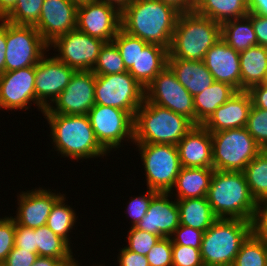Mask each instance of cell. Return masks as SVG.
<instances>
[{
	"label": "cell",
	"instance_id": "obj_1",
	"mask_svg": "<svg viewBox=\"0 0 267 266\" xmlns=\"http://www.w3.org/2000/svg\"><path fill=\"white\" fill-rule=\"evenodd\" d=\"M181 11L160 0H132L121 11V29L169 50Z\"/></svg>",
	"mask_w": 267,
	"mask_h": 266
},
{
	"label": "cell",
	"instance_id": "obj_2",
	"mask_svg": "<svg viewBox=\"0 0 267 266\" xmlns=\"http://www.w3.org/2000/svg\"><path fill=\"white\" fill-rule=\"evenodd\" d=\"M42 114L50 128L51 151L58 157L78 162L110 155L98 142L88 115Z\"/></svg>",
	"mask_w": 267,
	"mask_h": 266
},
{
	"label": "cell",
	"instance_id": "obj_3",
	"mask_svg": "<svg viewBox=\"0 0 267 266\" xmlns=\"http://www.w3.org/2000/svg\"><path fill=\"white\" fill-rule=\"evenodd\" d=\"M207 200L217 218L253 221L257 201L243 172L214 170Z\"/></svg>",
	"mask_w": 267,
	"mask_h": 266
},
{
	"label": "cell",
	"instance_id": "obj_4",
	"mask_svg": "<svg viewBox=\"0 0 267 266\" xmlns=\"http://www.w3.org/2000/svg\"><path fill=\"white\" fill-rule=\"evenodd\" d=\"M194 126L185 116L144 99L134 116L133 144L177 145Z\"/></svg>",
	"mask_w": 267,
	"mask_h": 266
},
{
	"label": "cell",
	"instance_id": "obj_5",
	"mask_svg": "<svg viewBox=\"0 0 267 266\" xmlns=\"http://www.w3.org/2000/svg\"><path fill=\"white\" fill-rule=\"evenodd\" d=\"M221 39V24L197 14L181 12L172 36L168 58L203 61L206 52Z\"/></svg>",
	"mask_w": 267,
	"mask_h": 266
},
{
	"label": "cell",
	"instance_id": "obj_6",
	"mask_svg": "<svg viewBox=\"0 0 267 266\" xmlns=\"http://www.w3.org/2000/svg\"><path fill=\"white\" fill-rule=\"evenodd\" d=\"M252 233L251 221L218 218L202 238L204 266H232L241 245Z\"/></svg>",
	"mask_w": 267,
	"mask_h": 266
},
{
	"label": "cell",
	"instance_id": "obj_7",
	"mask_svg": "<svg viewBox=\"0 0 267 266\" xmlns=\"http://www.w3.org/2000/svg\"><path fill=\"white\" fill-rule=\"evenodd\" d=\"M213 169L243 172L262 148L246 128H233L211 133Z\"/></svg>",
	"mask_w": 267,
	"mask_h": 266
},
{
	"label": "cell",
	"instance_id": "obj_8",
	"mask_svg": "<svg viewBox=\"0 0 267 266\" xmlns=\"http://www.w3.org/2000/svg\"><path fill=\"white\" fill-rule=\"evenodd\" d=\"M143 165L146 186L157 192H170L182 168L177 145L135 144Z\"/></svg>",
	"mask_w": 267,
	"mask_h": 266
},
{
	"label": "cell",
	"instance_id": "obj_9",
	"mask_svg": "<svg viewBox=\"0 0 267 266\" xmlns=\"http://www.w3.org/2000/svg\"><path fill=\"white\" fill-rule=\"evenodd\" d=\"M88 117L100 145L109 153L134 139V117L127 111L95 104ZM122 143V144H121Z\"/></svg>",
	"mask_w": 267,
	"mask_h": 266
},
{
	"label": "cell",
	"instance_id": "obj_10",
	"mask_svg": "<svg viewBox=\"0 0 267 266\" xmlns=\"http://www.w3.org/2000/svg\"><path fill=\"white\" fill-rule=\"evenodd\" d=\"M5 72L36 66L49 51L33 25H16L6 21Z\"/></svg>",
	"mask_w": 267,
	"mask_h": 266
},
{
	"label": "cell",
	"instance_id": "obj_11",
	"mask_svg": "<svg viewBox=\"0 0 267 266\" xmlns=\"http://www.w3.org/2000/svg\"><path fill=\"white\" fill-rule=\"evenodd\" d=\"M144 99L145 89L128 71L96 75L95 104L115 107L134 117Z\"/></svg>",
	"mask_w": 267,
	"mask_h": 266
},
{
	"label": "cell",
	"instance_id": "obj_12",
	"mask_svg": "<svg viewBox=\"0 0 267 266\" xmlns=\"http://www.w3.org/2000/svg\"><path fill=\"white\" fill-rule=\"evenodd\" d=\"M145 100L185 116L195 125L194 98L168 65L145 88Z\"/></svg>",
	"mask_w": 267,
	"mask_h": 266
},
{
	"label": "cell",
	"instance_id": "obj_13",
	"mask_svg": "<svg viewBox=\"0 0 267 266\" xmlns=\"http://www.w3.org/2000/svg\"><path fill=\"white\" fill-rule=\"evenodd\" d=\"M104 43L74 29L57 37L49 44V50L53 48V55L75 71H90L95 66Z\"/></svg>",
	"mask_w": 267,
	"mask_h": 266
},
{
	"label": "cell",
	"instance_id": "obj_14",
	"mask_svg": "<svg viewBox=\"0 0 267 266\" xmlns=\"http://www.w3.org/2000/svg\"><path fill=\"white\" fill-rule=\"evenodd\" d=\"M50 53L35 66V106L41 113L64 91L75 72Z\"/></svg>",
	"mask_w": 267,
	"mask_h": 266
},
{
	"label": "cell",
	"instance_id": "obj_15",
	"mask_svg": "<svg viewBox=\"0 0 267 266\" xmlns=\"http://www.w3.org/2000/svg\"><path fill=\"white\" fill-rule=\"evenodd\" d=\"M76 29L105 43L112 42L121 29V11L95 0L79 2Z\"/></svg>",
	"mask_w": 267,
	"mask_h": 266
},
{
	"label": "cell",
	"instance_id": "obj_16",
	"mask_svg": "<svg viewBox=\"0 0 267 266\" xmlns=\"http://www.w3.org/2000/svg\"><path fill=\"white\" fill-rule=\"evenodd\" d=\"M96 75L90 71H75L69 84L42 113L87 115L95 105Z\"/></svg>",
	"mask_w": 267,
	"mask_h": 266
},
{
	"label": "cell",
	"instance_id": "obj_17",
	"mask_svg": "<svg viewBox=\"0 0 267 266\" xmlns=\"http://www.w3.org/2000/svg\"><path fill=\"white\" fill-rule=\"evenodd\" d=\"M33 104L35 105V66L0 75V110L28 111Z\"/></svg>",
	"mask_w": 267,
	"mask_h": 266
},
{
	"label": "cell",
	"instance_id": "obj_18",
	"mask_svg": "<svg viewBox=\"0 0 267 266\" xmlns=\"http://www.w3.org/2000/svg\"><path fill=\"white\" fill-rule=\"evenodd\" d=\"M53 190L36 187L31 190L19 191L17 194L16 215L11 216L14 221L26 228H38L46 225L51 209L55 202L63 195Z\"/></svg>",
	"mask_w": 267,
	"mask_h": 266
},
{
	"label": "cell",
	"instance_id": "obj_19",
	"mask_svg": "<svg viewBox=\"0 0 267 266\" xmlns=\"http://www.w3.org/2000/svg\"><path fill=\"white\" fill-rule=\"evenodd\" d=\"M78 4L76 0H44L40 19L34 27L48 45L76 29Z\"/></svg>",
	"mask_w": 267,
	"mask_h": 266
},
{
	"label": "cell",
	"instance_id": "obj_20",
	"mask_svg": "<svg viewBox=\"0 0 267 266\" xmlns=\"http://www.w3.org/2000/svg\"><path fill=\"white\" fill-rule=\"evenodd\" d=\"M179 225L180 216L176 199L169 192H157L152 197L146 215L135 227L161 238H170Z\"/></svg>",
	"mask_w": 267,
	"mask_h": 266
},
{
	"label": "cell",
	"instance_id": "obj_21",
	"mask_svg": "<svg viewBox=\"0 0 267 266\" xmlns=\"http://www.w3.org/2000/svg\"><path fill=\"white\" fill-rule=\"evenodd\" d=\"M203 61L215 81L229 84L236 91H241L239 52L235 51L223 39L216 42L206 52Z\"/></svg>",
	"mask_w": 267,
	"mask_h": 266
},
{
	"label": "cell",
	"instance_id": "obj_22",
	"mask_svg": "<svg viewBox=\"0 0 267 266\" xmlns=\"http://www.w3.org/2000/svg\"><path fill=\"white\" fill-rule=\"evenodd\" d=\"M177 148L182 167L213 168L212 136L203 125H195Z\"/></svg>",
	"mask_w": 267,
	"mask_h": 266
},
{
	"label": "cell",
	"instance_id": "obj_23",
	"mask_svg": "<svg viewBox=\"0 0 267 266\" xmlns=\"http://www.w3.org/2000/svg\"><path fill=\"white\" fill-rule=\"evenodd\" d=\"M252 107V99L248 91H236L225 103L219 106L211 117L203 124L210 132L226 129L244 128Z\"/></svg>",
	"mask_w": 267,
	"mask_h": 266
},
{
	"label": "cell",
	"instance_id": "obj_24",
	"mask_svg": "<svg viewBox=\"0 0 267 266\" xmlns=\"http://www.w3.org/2000/svg\"><path fill=\"white\" fill-rule=\"evenodd\" d=\"M168 66L175 73L178 81L193 97L215 82L204 61L168 58Z\"/></svg>",
	"mask_w": 267,
	"mask_h": 266
},
{
	"label": "cell",
	"instance_id": "obj_25",
	"mask_svg": "<svg viewBox=\"0 0 267 266\" xmlns=\"http://www.w3.org/2000/svg\"><path fill=\"white\" fill-rule=\"evenodd\" d=\"M168 49L157 44H147L139 50L135 64L128 72L145 89L168 65Z\"/></svg>",
	"mask_w": 267,
	"mask_h": 266
},
{
	"label": "cell",
	"instance_id": "obj_26",
	"mask_svg": "<svg viewBox=\"0 0 267 266\" xmlns=\"http://www.w3.org/2000/svg\"><path fill=\"white\" fill-rule=\"evenodd\" d=\"M213 173V168L182 167L169 193L176 200L207 197Z\"/></svg>",
	"mask_w": 267,
	"mask_h": 266
},
{
	"label": "cell",
	"instance_id": "obj_27",
	"mask_svg": "<svg viewBox=\"0 0 267 266\" xmlns=\"http://www.w3.org/2000/svg\"><path fill=\"white\" fill-rule=\"evenodd\" d=\"M241 91L262 84L267 77V47L255 45L239 53Z\"/></svg>",
	"mask_w": 267,
	"mask_h": 266
},
{
	"label": "cell",
	"instance_id": "obj_28",
	"mask_svg": "<svg viewBox=\"0 0 267 266\" xmlns=\"http://www.w3.org/2000/svg\"><path fill=\"white\" fill-rule=\"evenodd\" d=\"M236 90L229 84L215 81L203 92L195 95V125H203L214 111L225 103Z\"/></svg>",
	"mask_w": 267,
	"mask_h": 266
},
{
	"label": "cell",
	"instance_id": "obj_29",
	"mask_svg": "<svg viewBox=\"0 0 267 266\" xmlns=\"http://www.w3.org/2000/svg\"><path fill=\"white\" fill-rule=\"evenodd\" d=\"M194 11L223 24L248 15V0H194Z\"/></svg>",
	"mask_w": 267,
	"mask_h": 266
},
{
	"label": "cell",
	"instance_id": "obj_30",
	"mask_svg": "<svg viewBox=\"0 0 267 266\" xmlns=\"http://www.w3.org/2000/svg\"><path fill=\"white\" fill-rule=\"evenodd\" d=\"M180 225L206 231L218 218L214 215L207 197L176 200Z\"/></svg>",
	"mask_w": 267,
	"mask_h": 266
},
{
	"label": "cell",
	"instance_id": "obj_31",
	"mask_svg": "<svg viewBox=\"0 0 267 266\" xmlns=\"http://www.w3.org/2000/svg\"><path fill=\"white\" fill-rule=\"evenodd\" d=\"M221 39L239 53L257 45L255 31L247 15L221 24Z\"/></svg>",
	"mask_w": 267,
	"mask_h": 266
},
{
	"label": "cell",
	"instance_id": "obj_32",
	"mask_svg": "<svg viewBox=\"0 0 267 266\" xmlns=\"http://www.w3.org/2000/svg\"><path fill=\"white\" fill-rule=\"evenodd\" d=\"M66 201H68L66 194H63L55 202L47 219L46 226L72 247L73 245L71 244L74 243L70 240L72 238L70 234L73 232V229H77L75 225L78 223L79 217L76 214V209H74L72 205L66 204L68 203Z\"/></svg>",
	"mask_w": 267,
	"mask_h": 266
},
{
	"label": "cell",
	"instance_id": "obj_33",
	"mask_svg": "<svg viewBox=\"0 0 267 266\" xmlns=\"http://www.w3.org/2000/svg\"><path fill=\"white\" fill-rule=\"evenodd\" d=\"M35 245L41 257L61 260L73 253L72 247L46 225L35 228Z\"/></svg>",
	"mask_w": 267,
	"mask_h": 266
},
{
	"label": "cell",
	"instance_id": "obj_34",
	"mask_svg": "<svg viewBox=\"0 0 267 266\" xmlns=\"http://www.w3.org/2000/svg\"><path fill=\"white\" fill-rule=\"evenodd\" d=\"M254 199H267V150H262L243 171Z\"/></svg>",
	"mask_w": 267,
	"mask_h": 266
},
{
	"label": "cell",
	"instance_id": "obj_35",
	"mask_svg": "<svg viewBox=\"0 0 267 266\" xmlns=\"http://www.w3.org/2000/svg\"><path fill=\"white\" fill-rule=\"evenodd\" d=\"M232 266H267V241L252 233L241 245Z\"/></svg>",
	"mask_w": 267,
	"mask_h": 266
},
{
	"label": "cell",
	"instance_id": "obj_36",
	"mask_svg": "<svg viewBox=\"0 0 267 266\" xmlns=\"http://www.w3.org/2000/svg\"><path fill=\"white\" fill-rule=\"evenodd\" d=\"M95 75H110L127 72L117 46L113 42L104 43L97 62L91 70Z\"/></svg>",
	"mask_w": 267,
	"mask_h": 266
},
{
	"label": "cell",
	"instance_id": "obj_37",
	"mask_svg": "<svg viewBox=\"0 0 267 266\" xmlns=\"http://www.w3.org/2000/svg\"><path fill=\"white\" fill-rule=\"evenodd\" d=\"M44 0H17L12 12L5 18L16 25H35L40 19Z\"/></svg>",
	"mask_w": 267,
	"mask_h": 266
},
{
	"label": "cell",
	"instance_id": "obj_38",
	"mask_svg": "<svg viewBox=\"0 0 267 266\" xmlns=\"http://www.w3.org/2000/svg\"><path fill=\"white\" fill-rule=\"evenodd\" d=\"M112 42L117 46L127 71L135 64L139 50H143L148 44L144 40L126 33L122 29L118 31Z\"/></svg>",
	"mask_w": 267,
	"mask_h": 266
},
{
	"label": "cell",
	"instance_id": "obj_39",
	"mask_svg": "<svg viewBox=\"0 0 267 266\" xmlns=\"http://www.w3.org/2000/svg\"><path fill=\"white\" fill-rule=\"evenodd\" d=\"M245 128L262 150H267V110L252 105Z\"/></svg>",
	"mask_w": 267,
	"mask_h": 266
},
{
	"label": "cell",
	"instance_id": "obj_40",
	"mask_svg": "<svg viewBox=\"0 0 267 266\" xmlns=\"http://www.w3.org/2000/svg\"><path fill=\"white\" fill-rule=\"evenodd\" d=\"M127 232V238L125 237L124 241L128 244L124 247L144 256H146L151 248L161 239L160 236L140 230L135 226L130 227Z\"/></svg>",
	"mask_w": 267,
	"mask_h": 266
},
{
	"label": "cell",
	"instance_id": "obj_41",
	"mask_svg": "<svg viewBox=\"0 0 267 266\" xmlns=\"http://www.w3.org/2000/svg\"><path fill=\"white\" fill-rule=\"evenodd\" d=\"M145 192L139 196H133L129 202H126L128 205L125 207L126 211L124 214H126L127 218L130 217L131 219L130 227L136 226L141 221V218L146 215L152 197L157 193V191L148 188Z\"/></svg>",
	"mask_w": 267,
	"mask_h": 266
},
{
	"label": "cell",
	"instance_id": "obj_42",
	"mask_svg": "<svg viewBox=\"0 0 267 266\" xmlns=\"http://www.w3.org/2000/svg\"><path fill=\"white\" fill-rule=\"evenodd\" d=\"M10 215L0 217V265L15 246V221Z\"/></svg>",
	"mask_w": 267,
	"mask_h": 266
},
{
	"label": "cell",
	"instance_id": "obj_43",
	"mask_svg": "<svg viewBox=\"0 0 267 266\" xmlns=\"http://www.w3.org/2000/svg\"><path fill=\"white\" fill-rule=\"evenodd\" d=\"M172 266H204L200 249L192 246L172 245Z\"/></svg>",
	"mask_w": 267,
	"mask_h": 266
},
{
	"label": "cell",
	"instance_id": "obj_44",
	"mask_svg": "<svg viewBox=\"0 0 267 266\" xmlns=\"http://www.w3.org/2000/svg\"><path fill=\"white\" fill-rule=\"evenodd\" d=\"M149 266H172V240L161 238L146 255Z\"/></svg>",
	"mask_w": 267,
	"mask_h": 266
},
{
	"label": "cell",
	"instance_id": "obj_45",
	"mask_svg": "<svg viewBox=\"0 0 267 266\" xmlns=\"http://www.w3.org/2000/svg\"><path fill=\"white\" fill-rule=\"evenodd\" d=\"M204 231L194 229L189 226L179 225L172 236V245L192 246L200 249Z\"/></svg>",
	"mask_w": 267,
	"mask_h": 266
},
{
	"label": "cell",
	"instance_id": "obj_46",
	"mask_svg": "<svg viewBox=\"0 0 267 266\" xmlns=\"http://www.w3.org/2000/svg\"><path fill=\"white\" fill-rule=\"evenodd\" d=\"M38 256L37 252L14 246L0 266H31Z\"/></svg>",
	"mask_w": 267,
	"mask_h": 266
},
{
	"label": "cell",
	"instance_id": "obj_47",
	"mask_svg": "<svg viewBox=\"0 0 267 266\" xmlns=\"http://www.w3.org/2000/svg\"><path fill=\"white\" fill-rule=\"evenodd\" d=\"M252 232L256 237L267 241V199L257 202Z\"/></svg>",
	"mask_w": 267,
	"mask_h": 266
},
{
	"label": "cell",
	"instance_id": "obj_48",
	"mask_svg": "<svg viewBox=\"0 0 267 266\" xmlns=\"http://www.w3.org/2000/svg\"><path fill=\"white\" fill-rule=\"evenodd\" d=\"M15 246L36 252L35 229L26 228L15 222Z\"/></svg>",
	"mask_w": 267,
	"mask_h": 266
},
{
	"label": "cell",
	"instance_id": "obj_49",
	"mask_svg": "<svg viewBox=\"0 0 267 266\" xmlns=\"http://www.w3.org/2000/svg\"><path fill=\"white\" fill-rule=\"evenodd\" d=\"M116 262L119 266H149L146 256L130 251L125 247L119 249Z\"/></svg>",
	"mask_w": 267,
	"mask_h": 266
},
{
	"label": "cell",
	"instance_id": "obj_50",
	"mask_svg": "<svg viewBox=\"0 0 267 266\" xmlns=\"http://www.w3.org/2000/svg\"><path fill=\"white\" fill-rule=\"evenodd\" d=\"M247 16L251 19L257 39V45L267 47V17L254 13H248Z\"/></svg>",
	"mask_w": 267,
	"mask_h": 266
},
{
	"label": "cell",
	"instance_id": "obj_51",
	"mask_svg": "<svg viewBox=\"0 0 267 266\" xmlns=\"http://www.w3.org/2000/svg\"><path fill=\"white\" fill-rule=\"evenodd\" d=\"M248 92L254 107L267 110V86L264 83L252 86Z\"/></svg>",
	"mask_w": 267,
	"mask_h": 266
},
{
	"label": "cell",
	"instance_id": "obj_52",
	"mask_svg": "<svg viewBox=\"0 0 267 266\" xmlns=\"http://www.w3.org/2000/svg\"><path fill=\"white\" fill-rule=\"evenodd\" d=\"M6 20L0 19V75L5 72Z\"/></svg>",
	"mask_w": 267,
	"mask_h": 266
},
{
	"label": "cell",
	"instance_id": "obj_53",
	"mask_svg": "<svg viewBox=\"0 0 267 266\" xmlns=\"http://www.w3.org/2000/svg\"><path fill=\"white\" fill-rule=\"evenodd\" d=\"M248 11L267 17V0H248Z\"/></svg>",
	"mask_w": 267,
	"mask_h": 266
},
{
	"label": "cell",
	"instance_id": "obj_54",
	"mask_svg": "<svg viewBox=\"0 0 267 266\" xmlns=\"http://www.w3.org/2000/svg\"><path fill=\"white\" fill-rule=\"evenodd\" d=\"M176 7L181 12H190L194 10V0H160Z\"/></svg>",
	"mask_w": 267,
	"mask_h": 266
},
{
	"label": "cell",
	"instance_id": "obj_55",
	"mask_svg": "<svg viewBox=\"0 0 267 266\" xmlns=\"http://www.w3.org/2000/svg\"><path fill=\"white\" fill-rule=\"evenodd\" d=\"M17 0H0V19H5L14 9Z\"/></svg>",
	"mask_w": 267,
	"mask_h": 266
},
{
	"label": "cell",
	"instance_id": "obj_56",
	"mask_svg": "<svg viewBox=\"0 0 267 266\" xmlns=\"http://www.w3.org/2000/svg\"><path fill=\"white\" fill-rule=\"evenodd\" d=\"M76 255L74 254V252L72 254H70L68 257L58 260L54 266H81L80 265V260L78 261L77 258H75Z\"/></svg>",
	"mask_w": 267,
	"mask_h": 266
},
{
	"label": "cell",
	"instance_id": "obj_57",
	"mask_svg": "<svg viewBox=\"0 0 267 266\" xmlns=\"http://www.w3.org/2000/svg\"><path fill=\"white\" fill-rule=\"evenodd\" d=\"M95 1L112 5L116 7L119 11H122L132 0H95Z\"/></svg>",
	"mask_w": 267,
	"mask_h": 266
},
{
	"label": "cell",
	"instance_id": "obj_58",
	"mask_svg": "<svg viewBox=\"0 0 267 266\" xmlns=\"http://www.w3.org/2000/svg\"><path fill=\"white\" fill-rule=\"evenodd\" d=\"M58 260L59 259H56V258L38 256L36 261L31 266H54V264Z\"/></svg>",
	"mask_w": 267,
	"mask_h": 266
},
{
	"label": "cell",
	"instance_id": "obj_59",
	"mask_svg": "<svg viewBox=\"0 0 267 266\" xmlns=\"http://www.w3.org/2000/svg\"><path fill=\"white\" fill-rule=\"evenodd\" d=\"M91 266H105V264H104V265H103V264H100V265H99L98 262H97V265H94V264H93V265H91Z\"/></svg>",
	"mask_w": 267,
	"mask_h": 266
},
{
	"label": "cell",
	"instance_id": "obj_60",
	"mask_svg": "<svg viewBox=\"0 0 267 266\" xmlns=\"http://www.w3.org/2000/svg\"><path fill=\"white\" fill-rule=\"evenodd\" d=\"M76 1H78V2H82V1H88V0H76Z\"/></svg>",
	"mask_w": 267,
	"mask_h": 266
},
{
	"label": "cell",
	"instance_id": "obj_61",
	"mask_svg": "<svg viewBox=\"0 0 267 266\" xmlns=\"http://www.w3.org/2000/svg\"><path fill=\"white\" fill-rule=\"evenodd\" d=\"M264 84L267 86V77H266V80H265Z\"/></svg>",
	"mask_w": 267,
	"mask_h": 266
}]
</instances>
